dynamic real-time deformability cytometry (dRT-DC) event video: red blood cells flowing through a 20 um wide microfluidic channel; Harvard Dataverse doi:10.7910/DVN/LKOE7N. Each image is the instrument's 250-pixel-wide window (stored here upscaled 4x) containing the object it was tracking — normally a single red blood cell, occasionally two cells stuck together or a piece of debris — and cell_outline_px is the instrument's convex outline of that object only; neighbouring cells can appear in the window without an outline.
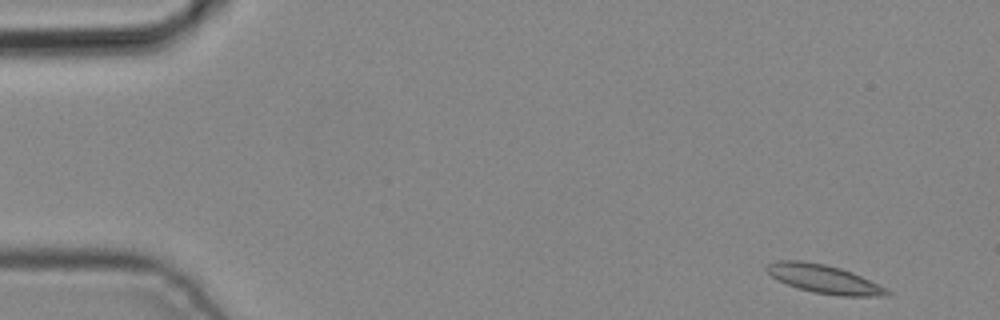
{"species": "common noctule bat (a hibernating species)", "species_latin": "Nyctalus noctula", "temperature_condition": "cold", "stored_images_in_passage": 4, "camera_frame_rate_fps": 3000, "um_per_image_px": 0.085, "animal": {"sex": "male", "body_mass_g": 19.2, "forearm_length_mm": 51.8}, "frame": {"image": 1, "passage_image": 1, "time_ms": 0.0, "image_size_px": [1000, 320], "cell_outline_px": [[892, 292], [888, 296], [844, 296], [812, 292], [788, 284], [772, 276], [764, 268], [768, 264], [776, 260], [800, 260], [824, 264], [840, 268], [852, 272]], "centroid_in_image_um": [70.02, 23.71], "position_along_channel_um": 15.0, "area_um2": 19.59}}
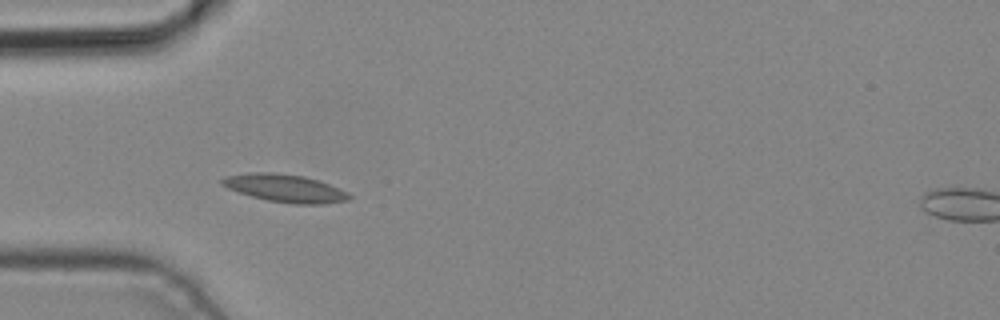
{"frame": {"image": 2, "passage_image": 4, "time_ms": 1.0, "image_size_px": [1000, 320], "cell_outline_px": [[352, 196], [348, 200], [324, 204], [292, 204], [268, 200], [252, 196], [228, 188], [220, 184], [220, 180], [224, 176], [248, 172], [272, 172], [304, 176], [328, 184], [348, 192]], "centroid_in_image_um": [24.2, 15.99], "position_along_channel_um": 60.8, "area_um2": 20.52}}